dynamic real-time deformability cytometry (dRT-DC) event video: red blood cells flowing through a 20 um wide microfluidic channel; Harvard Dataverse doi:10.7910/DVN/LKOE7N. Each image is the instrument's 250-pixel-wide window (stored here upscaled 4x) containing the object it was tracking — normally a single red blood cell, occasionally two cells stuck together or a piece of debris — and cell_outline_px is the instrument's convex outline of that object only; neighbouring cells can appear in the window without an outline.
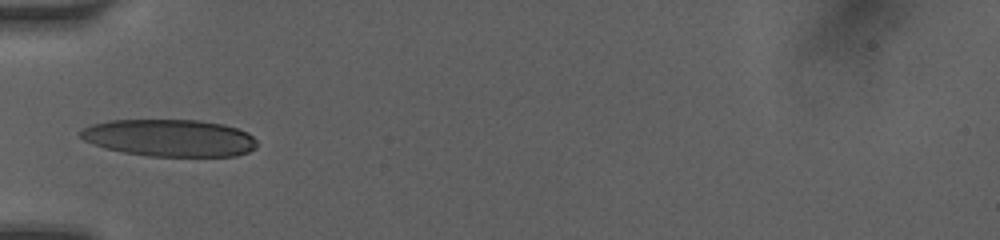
{"species": "human", "species_latin": "Homo sapiens", "temperature_condition": "room temperature", "stored_images_in_passage": 40, "camera_frame_rate_fps": 3000, "um_per_image_px": 0.085, "donor": {"sex": "female"}, "frame": {"image": 1, "passage_image": 1, "time_ms": 0.0, "image_size_px": [1000, 240], "cell_outline_px": [[256, 148], [248, 152], [236, 156], [148, 156], [124, 152], [92, 144], [84, 140], [80, 136], [80, 132], [84, 128], [92, 124], [108, 120], [200, 120], [224, 124], [248, 132], [256, 140]], "centroid_in_image_um": [14.44, 11.72], "position_along_channel_um": 70.6, "area_um2": 38.21}}
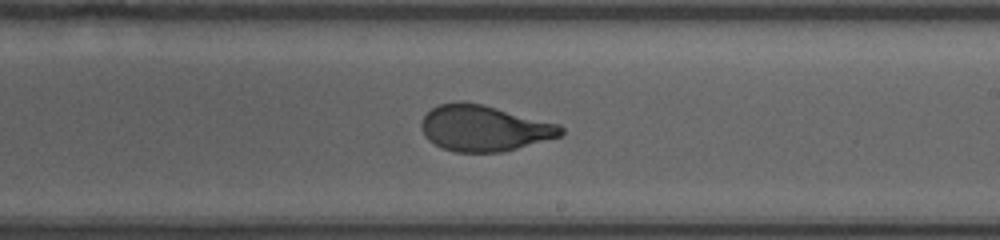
{"frame": {"image": 2, "passage_image": 16, "time_ms": 4.333, "image_size_px": [1000, 240], "cell_outline_px": [[564, 132], [560, 136], [504, 152], [456, 152], [440, 148], [428, 140], [424, 136], [420, 128], [420, 124], [424, 116], [432, 108], [440, 104], [456, 100], [460, 100], [480, 104], [560, 124], [564, 128]], "centroid_in_image_um": [41.11, 10.9], "position_along_channel_um": 247.9, "area_um2": 37.45}}
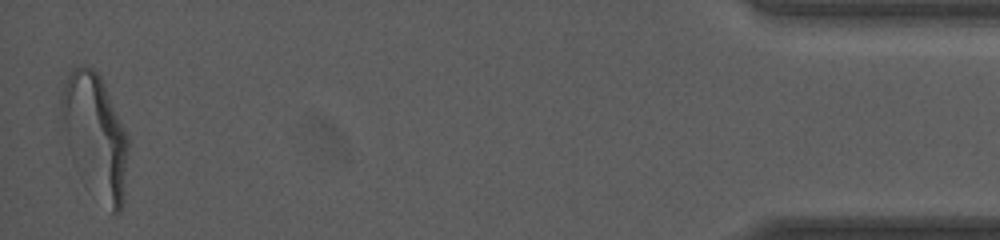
{"frame": {"image": 3, "passage_image": 40, "time_ms": 10.667, "image_size_px": [1000, 240], "cell_outline_px": [[128, 152], [124, 204], [120, 212], [112, 212], [76, 168], [72, 160], [68, 148], [60, 104], [60, 100], [64, 84], [72, 68], [80, 64], [88, 64], [100, 76], [104, 84], [128, 136]], "centroid_in_image_um": [8.11, 11.48], "position_along_channel_um": 427.1, "area_um2": 47.28}, "authors_computed_cell_mechanics": {"area_um2": 38.4948, "velocity_mm_per_s": 4.0923, "shape_relaxation_time_tau1_ms": 3.9999, "shape_relaxation_time_tau2_ms": 0.6201, "deformation_change_tau1": 0.1801, "deformation_change_tau2": 0.0749}}